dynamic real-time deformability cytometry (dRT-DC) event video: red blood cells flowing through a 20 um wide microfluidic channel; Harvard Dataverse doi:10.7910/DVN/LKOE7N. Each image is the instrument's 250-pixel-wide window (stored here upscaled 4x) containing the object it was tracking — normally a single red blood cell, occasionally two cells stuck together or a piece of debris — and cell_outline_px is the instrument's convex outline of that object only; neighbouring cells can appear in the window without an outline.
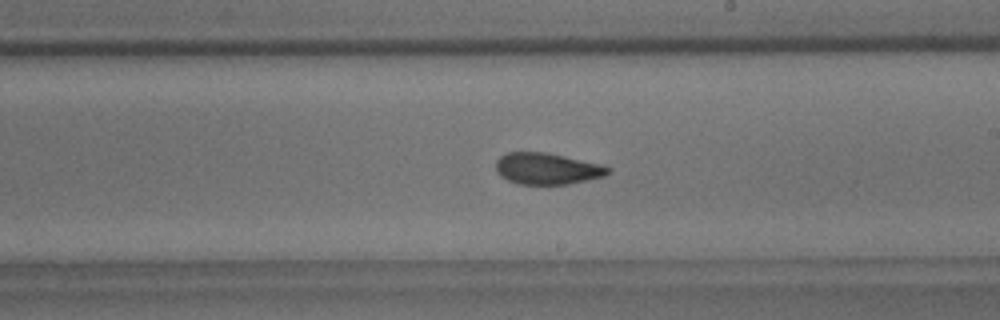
{"species": "common noctule bat (a hibernating species)", "species_latin": "Nyctalus noctula", "temperature_condition": "room temperature", "stored_images_in_passage": 43, "camera_frame_rate_fps": 3000, "um_per_image_px": 0.085, "animal": {"sex": "male", "body_mass_g": 18.8}, "frame": {"image": 1, "passage_image": 31, "time_ms": 10.0, "image_size_px": [1000, 320], "cell_outline_px": [[612, 172], [604, 176], [568, 184], [520, 184], [508, 180], [500, 176], [496, 172], [496, 160], [504, 152], [548, 152], [604, 164], [612, 168]], "centroid_in_image_um": [46.53, 14.32], "position_along_channel_um": 242.5, "area_um2": 20.92}, "authors_computed_cell_mechanics": {"area_um2": 21.1548, "velocity_mm_per_s": 3.6797, "shape_relaxation_time_tau1_ms": 6.6818, "shape_relaxation_time_tau2_ms": 2.0718, "deformation_change_tau1": 0.1595, "deformation_change_tau2": 0.0736}}